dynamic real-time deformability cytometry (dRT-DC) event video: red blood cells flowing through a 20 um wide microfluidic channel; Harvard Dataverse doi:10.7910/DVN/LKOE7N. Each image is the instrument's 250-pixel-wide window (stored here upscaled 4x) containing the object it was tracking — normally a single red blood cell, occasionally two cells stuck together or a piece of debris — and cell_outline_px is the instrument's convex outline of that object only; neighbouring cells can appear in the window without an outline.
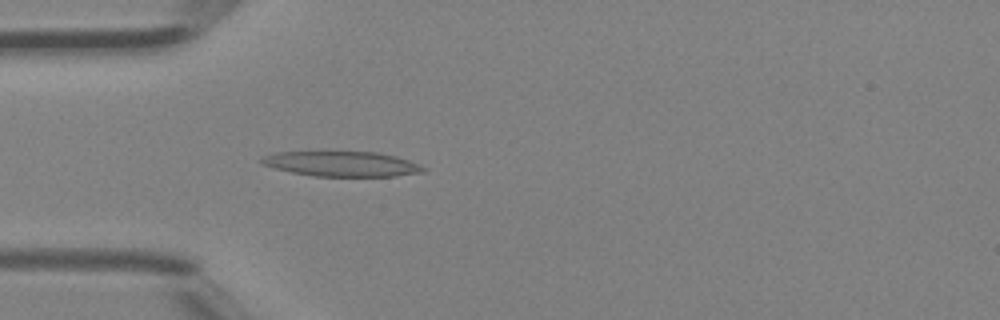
{"species": "Egyptian fruit bat (a non-hibernating species)", "species_latin": "Rousettus aegyptiacus", "temperature_condition": "room temperature", "stored_images_in_passage": 4, "camera_frame_rate_fps": 3000, "um_per_image_px": 0.085, "animal": {"sex": "female"}, "frame": {"image": 1, "passage_image": 4, "time_ms": 1.0, "image_size_px": [1000, 320], "cell_outline_px": [[428, 168], [424, 172], [396, 176], [312, 176], [292, 172], [260, 164], [260, 160], [264, 156], [276, 152], [376, 152], [396, 156], [420, 164]], "centroid_in_image_um": [29.09, 13.93], "position_along_channel_um": 55.9, "area_um2": 23.58}}